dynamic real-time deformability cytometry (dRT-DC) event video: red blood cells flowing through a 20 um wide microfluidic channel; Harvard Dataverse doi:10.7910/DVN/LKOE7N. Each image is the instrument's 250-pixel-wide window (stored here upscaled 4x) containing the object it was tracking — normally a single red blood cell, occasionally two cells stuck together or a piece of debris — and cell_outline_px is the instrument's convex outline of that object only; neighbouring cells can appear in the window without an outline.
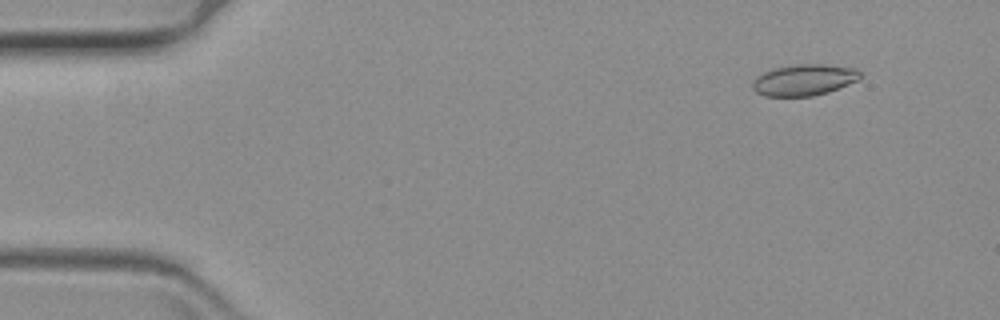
{"species": "common noctule bat (a hibernating species)", "species_latin": "Nyctalus noctula", "temperature_condition": "warm", "stored_images_in_passage": 19, "camera_frame_rate_fps": 3000, "um_per_image_px": 0.085, "animal": {"sex": "female", "body_mass_g": 19.3, "forearm_length_mm": 54.1}, "frame": {"image": 1, "passage_image": 6, "time_ms": 1.667, "image_size_px": [1000, 320], "cell_outline_px": [[860, 76], [856, 80], [848, 84], [828, 92], [812, 96], [764, 96], [756, 92], [752, 88], [752, 80], [756, 76], [772, 68], [796, 64], [824, 64], [856, 68], [860, 72]], "centroid_in_image_um": [68.29, 6.79], "position_along_channel_um": 16.7, "area_um2": 19.65}}